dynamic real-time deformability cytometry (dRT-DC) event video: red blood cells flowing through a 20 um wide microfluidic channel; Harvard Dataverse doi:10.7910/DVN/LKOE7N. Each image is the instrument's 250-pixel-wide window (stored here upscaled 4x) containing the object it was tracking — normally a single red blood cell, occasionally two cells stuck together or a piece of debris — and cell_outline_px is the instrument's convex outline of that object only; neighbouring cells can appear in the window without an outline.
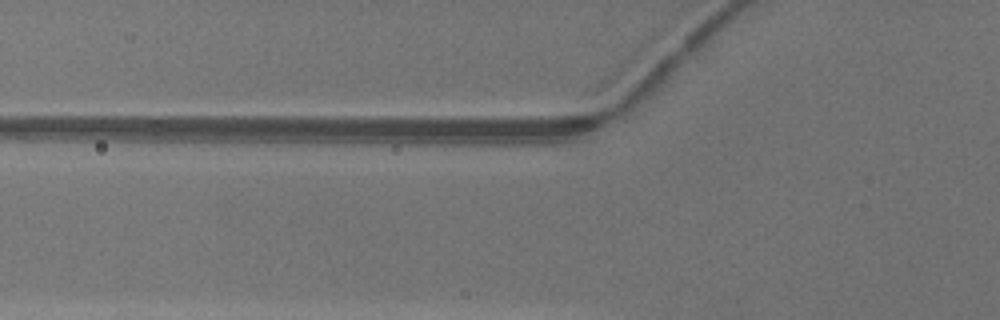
{"species": "common noctule bat (a hibernating species)", "species_latin": "Nyctalus noctula", "temperature_condition": "warm", "stored_images_in_passage": 2, "camera_frame_rate_fps": 3000, "um_per_image_px": 0.085, "animal": {"sex": "female"}, "frame": {"image": 1, "passage_image": 2, "time_ms": 0.333, "image_size_px": [1000, 320], "cell_outline_px": [[720, 56], [712, 68], [652, 124], [640, 120], [640, 112], [664, 80], [720, 36]], "centroid_in_image_um": [57.85, 7.01], "position_along_channel_um": 67.9, "area_um2": 15.66}}